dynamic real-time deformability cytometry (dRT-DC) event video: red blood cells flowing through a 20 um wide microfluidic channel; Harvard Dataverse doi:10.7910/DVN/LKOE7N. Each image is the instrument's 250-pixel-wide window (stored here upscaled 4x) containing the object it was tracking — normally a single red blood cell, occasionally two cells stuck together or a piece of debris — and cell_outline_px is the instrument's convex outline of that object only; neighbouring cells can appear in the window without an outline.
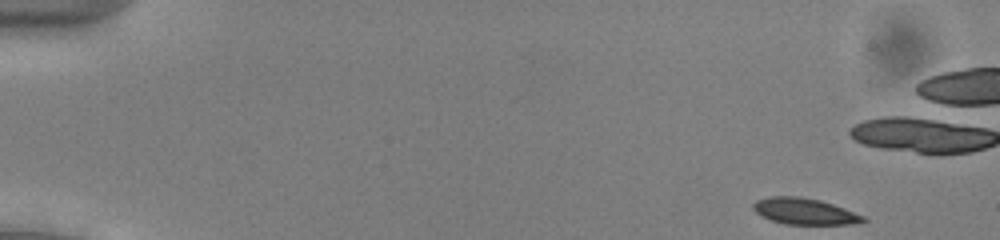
{"species": "common noctule bat (a hibernating species)", "species_latin": "Nyctalus noctula", "temperature_condition": "cold", "stored_images_in_passage": 50, "camera_frame_rate_fps": 3000, "um_per_image_px": 0.085, "animal": {"sex": "male", "body_mass_g": 13.0, "forearm_length_mm": 53.1}, "frame": {"image": 1, "passage_image": 1, "time_ms": 0.0, "image_size_px": [1000, 240], "cell_outline_px": [[868, 220], [852, 224], [788, 224], [772, 220], [760, 216], [752, 208], [752, 204], [756, 200], [768, 196], [796, 196], [820, 200], [844, 208], [864, 216]], "centroid_in_image_um": [68.35, 17.95], "position_along_channel_um": 16.6, "area_um2": 16.76}}
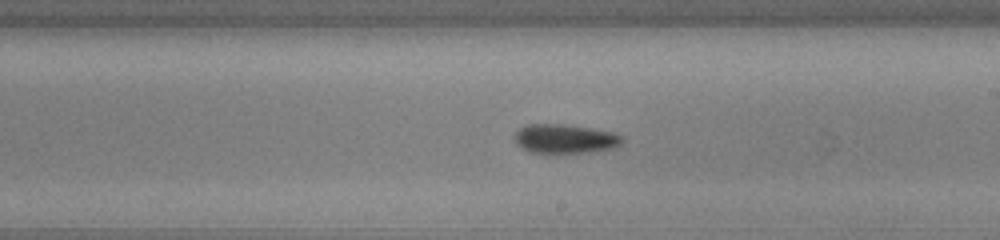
{"frame": {"image": 2, "passage_image": 28, "time_ms": 9.0, "image_size_px": [1000, 240], "cell_outline_px": [[624, 140], [616, 148], [588, 152], [532, 152], [516, 144], [512, 136], [520, 128], [528, 124], [560, 124], [588, 128], [612, 132], [624, 136]], "centroid_in_image_um": [48.03, 11.79], "position_along_channel_um": 241.0, "area_um2": 18.09}}
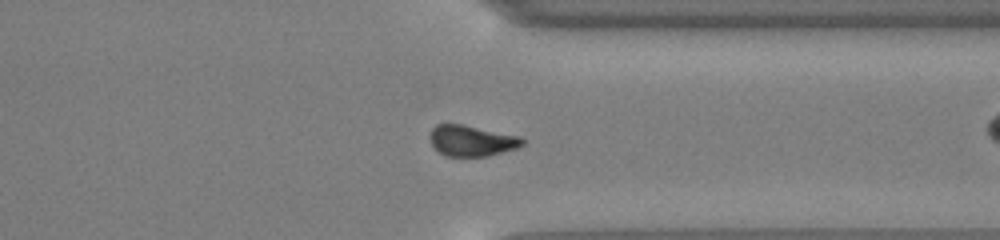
{"frame": {"image": 3, "passage_image": 38, "time_ms": 12.333, "image_size_px": [1000, 240], "cell_outline_px": [[524, 144], [516, 148], [488, 156], [444, 156], [432, 144], [432, 128], [436, 124], [460, 124], [520, 136], [524, 140]], "centroid_in_image_um": [40.12, 11.96], "position_along_channel_um": 371.3, "area_um2": 16.3}, "authors_computed_cell_mechanics": {"area_um2": 17.5712, "velocity_mm_per_s": 3.9142, "shape_relaxation_time_tau1_ms": 4.4459, "shape_relaxation_time_tau2_ms": 10.661, "deformation_change_tau1": 0.11, "deformation_change_tau2": 0.1423}}